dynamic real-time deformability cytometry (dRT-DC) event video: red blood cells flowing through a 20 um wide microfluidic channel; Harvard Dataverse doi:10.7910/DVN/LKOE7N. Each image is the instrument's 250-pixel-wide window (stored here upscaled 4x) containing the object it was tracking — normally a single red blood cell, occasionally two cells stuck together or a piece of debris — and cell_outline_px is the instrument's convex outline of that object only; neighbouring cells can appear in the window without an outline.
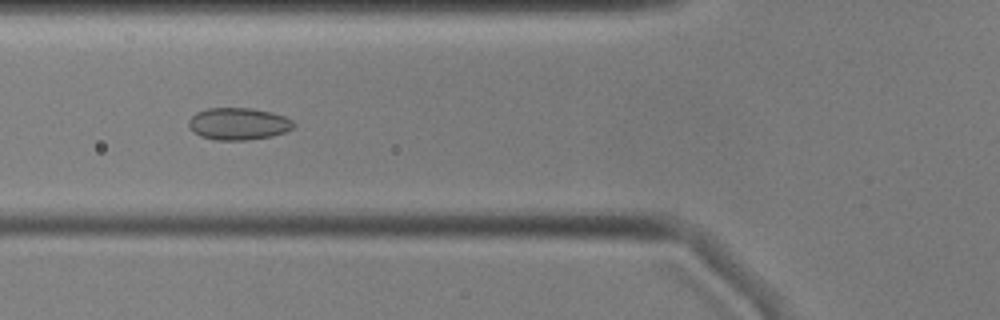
{"species": "common noctule bat (a hibernating species)", "species_latin": "Nyctalus noctula", "temperature_condition": "cold", "stored_images_in_passage": 39, "camera_frame_rate_fps": 3000, "um_per_image_px": 0.085, "animal": {"sex": "male", "body_mass_g": 17.9, "forearm_length_mm": 54.2}, "frame": {"image": 1, "passage_image": 20, "time_ms": 6.333, "image_size_px": [1000, 320], "cell_outline_px": [[296, 124], [292, 128], [284, 132], [272, 136], [248, 140], [216, 140], [200, 136], [188, 128], [188, 120], [196, 112], [208, 108], [252, 108], [272, 112], [284, 116], [292, 120]], "centroid_in_image_um": [20.25, 10.52], "position_along_channel_um": 105.6, "area_um2": 19.77}}
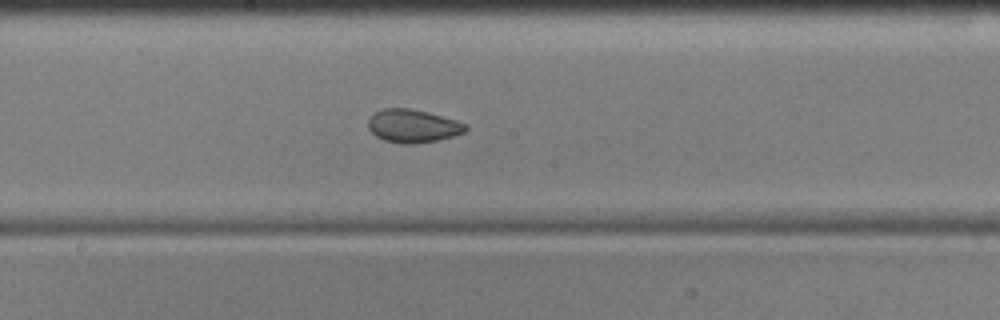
{"frame": {"image": 2, "passage_image": 29, "time_ms": 9.333, "image_size_px": [1000, 320], "cell_outline_px": [[468, 128], [464, 132], [440, 140], [416, 144], [400, 144], [384, 140], [376, 136], [368, 128], [368, 120], [376, 112], [384, 108], [412, 108], [428, 112], [456, 120], [468, 124]], "centroid_in_image_um": [35.11, 10.72], "position_along_channel_um": 213.1, "area_um2": 18.96}}
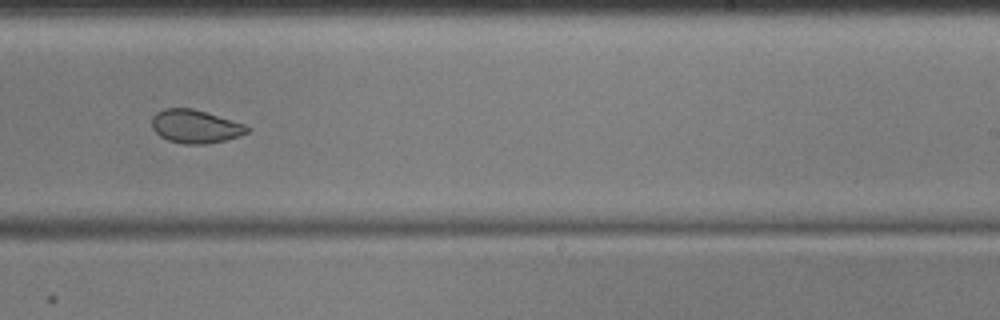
{"frame": {"image": 3, "passage_image": 34, "time_ms": 11.0, "image_size_px": [1000, 320], "cell_outline_px": [[252, 128], [248, 132], [240, 136], [224, 140], [204, 144], [184, 144], [168, 140], [160, 136], [152, 128], [152, 116], [156, 112], [164, 108], [192, 108], [244, 124]], "centroid_in_image_um": [16.59, 10.75], "position_along_channel_um": 272.4, "area_um2": 18.44}}